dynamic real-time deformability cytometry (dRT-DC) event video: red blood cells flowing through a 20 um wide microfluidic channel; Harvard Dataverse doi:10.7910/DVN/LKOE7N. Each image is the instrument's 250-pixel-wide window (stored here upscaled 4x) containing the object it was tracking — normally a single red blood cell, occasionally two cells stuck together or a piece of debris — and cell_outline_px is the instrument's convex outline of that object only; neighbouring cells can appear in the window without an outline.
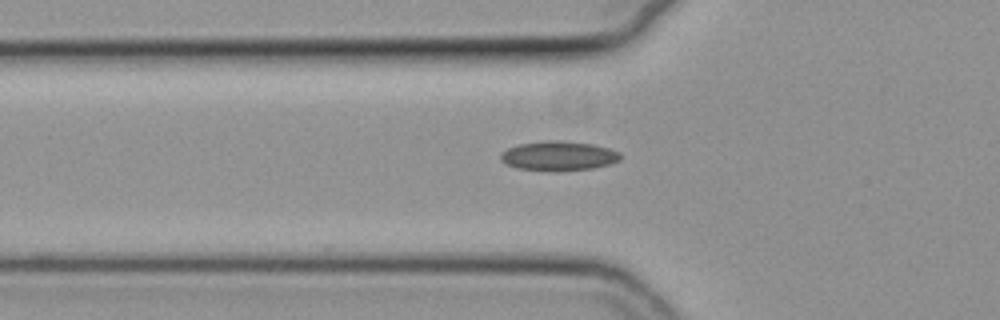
{"species": "common noctule bat (a hibernating species)", "species_latin": "Nyctalus noctula", "temperature_condition": "cold", "stored_images_in_passage": 44, "camera_frame_rate_fps": 3000, "um_per_image_px": 0.085, "animal": {"sex": "female", "body_mass_g": 19.3, "forearm_length_mm": 54.1}, "frame": {"image": 1, "passage_image": 9, "time_ms": 2.667, "image_size_px": [1000, 320], "cell_outline_px": [[620, 160], [608, 164], [592, 168], [516, 168], [500, 160], [500, 156], [508, 148], [520, 144], [548, 140], [560, 140], [592, 144], [608, 148], [620, 152]], "centroid_in_image_um": [47.5, 13.19], "position_along_channel_um": 78.3, "area_um2": 19.42}}
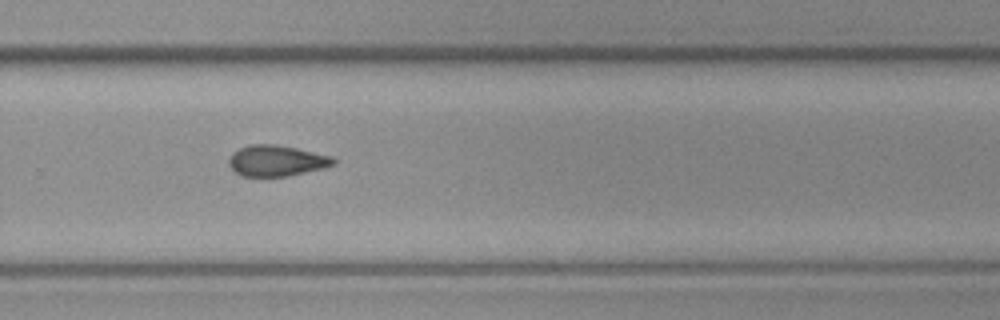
{"frame": {"image": 2, "passage_image": 27, "time_ms": 8.667, "image_size_px": [1000, 320], "cell_outline_px": [[336, 164], [324, 168], [288, 176], [240, 176], [228, 164], [228, 160], [232, 152], [248, 144], [276, 144], [296, 148], [332, 156], [336, 160]], "centroid_in_image_um": [23.5, 13.65], "position_along_channel_um": 306.3, "area_um2": 18.96}}
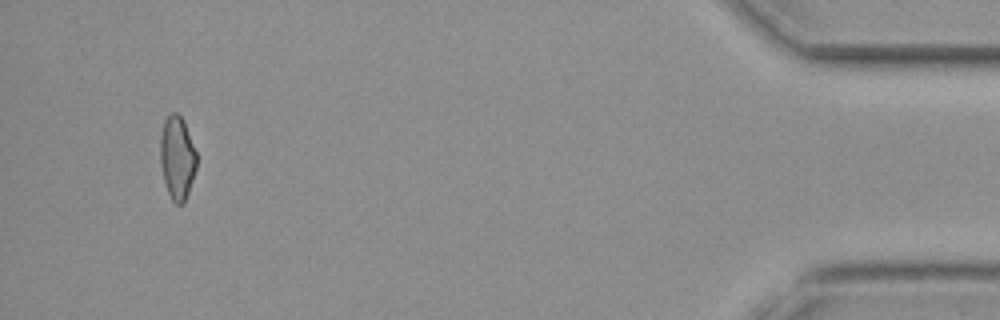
{"frame": {"image": 3, "passage_image": 42, "time_ms": 13.667, "image_size_px": [1000, 320], "cell_outline_px": [[196, 168], [184, 204], [176, 204], [172, 200], [168, 192], [164, 180], [160, 164], [160, 136], [164, 120], [172, 112], [176, 112], [184, 120], [196, 152]], "centroid_in_image_um": [15.05, 13.39], "position_along_channel_um": 420.2, "area_um2": 17.63}}